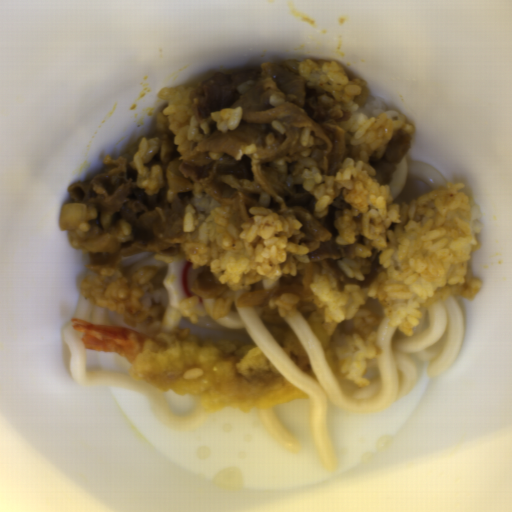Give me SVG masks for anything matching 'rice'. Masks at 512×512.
<instances>
[{"instance_id": "obj_8", "label": "rice", "mask_w": 512, "mask_h": 512, "mask_svg": "<svg viewBox=\"0 0 512 512\" xmlns=\"http://www.w3.org/2000/svg\"><path fill=\"white\" fill-rule=\"evenodd\" d=\"M232 305V298H218L212 307L213 319L229 316Z\"/></svg>"}, {"instance_id": "obj_1", "label": "rice", "mask_w": 512, "mask_h": 512, "mask_svg": "<svg viewBox=\"0 0 512 512\" xmlns=\"http://www.w3.org/2000/svg\"><path fill=\"white\" fill-rule=\"evenodd\" d=\"M299 76L309 88L331 93L349 115L342 122L347 156L335 175L311 168L301 178L314 197V216H326L333 201L344 197L351 209L335 216V243L350 245L352 254L338 267L350 278L367 279L382 266L368 287L349 283L340 289L330 271L312 277L308 297L285 293L268 300L279 316L311 312L335 339L334 354L344 377L367 387L369 361L379 348L376 329L383 320L412 336L424 311L441 299H475L481 281L468 268L480 232L478 205L461 184L446 183L434 192L394 204L391 187L380 185L370 163L381 158L397 130L412 134L415 126L370 100L369 89L341 66L327 60H301Z\"/></svg>"}, {"instance_id": "obj_9", "label": "rice", "mask_w": 512, "mask_h": 512, "mask_svg": "<svg viewBox=\"0 0 512 512\" xmlns=\"http://www.w3.org/2000/svg\"><path fill=\"white\" fill-rule=\"evenodd\" d=\"M204 375L203 369L200 368H191L184 372V379H199L201 376Z\"/></svg>"}, {"instance_id": "obj_2", "label": "rice", "mask_w": 512, "mask_h": 512, "mask_svg": "<svg viewBox=\"0 0 512 512\" xmlns=\"http://www.w3.org/2000/svg\"><path fill=\"white\" fill-rule=\"evenodd\" d=\"M192 192L181 229L191 269L210 268L218 283L243 294H269L283 276L306 271L308 247L291 242L303 226L296 216L252 206V220L244 223L233 205L219 203L199 183Z\"/></svg>"}, {"instance_id": "obj_6", "label": "rice", "mask_w": 512, "mask_h": 512, "mask_svg": "<svg viewBox=\"0 0 512 512\" xmlns=\"http://www.w3.org/2000/svg\"><path fill=\"white\" fill-rule=\"evenodd\" d=\"M243 116L242 106L238 108L223 107L210 113V117L214 121L217 130L221 133L237 129Z\"/></svg>"}, {"instance_id": "obj_5", "label": "rice", "mask_w": 512, "mask_h": 512, "mask_svg": "<svg viewBox=\"0 0 512 512\" xmlns=\"http://www.w3.org/2000/svg\"><path fill=\"white\" fill-rule=\"evenodd\" d=\"M162 139L159 135L140 138L137 150L131 158L137 186L144 187L146 193L155 194L165 182L166 173L161 166L147 163L157 154Z\"/></svg>"}, {"instance_id": "obj_3", "label": "rice", "mask_w": 512, "mask_h": 512, "mask_svg": "<svg viewBox=\"0 0 512 512\" xmlns=\"http://www.w3.org/2000/svg\"><path fill=\"white\" fill-rule=\"evenodd\" d=\"M155 268L139 267L126 275L117 267H104L100 274L83 278L79 290L89 304L113 311L123 317V323L146 329H159L169 296L164 288H153Z\"/></svg>"}, {"instance_id": "obj_4", "label": "rice", "mask_w": 512, "mask_h": 512, "mask_svg": "<svg viewBox=\"0 0 512 512\" xmlns=\"http://www.w3.org/2000/svg\"><path fill=\"white\" fill-rule=\"evenodd\" d=\"M195 88L177 85L160 90L158 97L165 106L156 115L159 131L168 129L175 135L180 159L187 158L210 131L208 124L198 122L190 102V93Z\"/></svg>"}, {"instance_id": "obj_7", "label": "rice", "mask_w": 512, "mask_h": 512, "mask_svg": "<svg viewBox=\"0 0 512 512\" xmlns=\"http://www.w3.org/2000/svg\"><path fill=\"white\" fill-rule=\"evenodd\" d=\"M200 298L197 296H191L188 298H185L179 306H181L180 314L183 317H186L191 324H196L200 318V316L203 315V311L199 307Z\"/></svg>"}]
</instances>
